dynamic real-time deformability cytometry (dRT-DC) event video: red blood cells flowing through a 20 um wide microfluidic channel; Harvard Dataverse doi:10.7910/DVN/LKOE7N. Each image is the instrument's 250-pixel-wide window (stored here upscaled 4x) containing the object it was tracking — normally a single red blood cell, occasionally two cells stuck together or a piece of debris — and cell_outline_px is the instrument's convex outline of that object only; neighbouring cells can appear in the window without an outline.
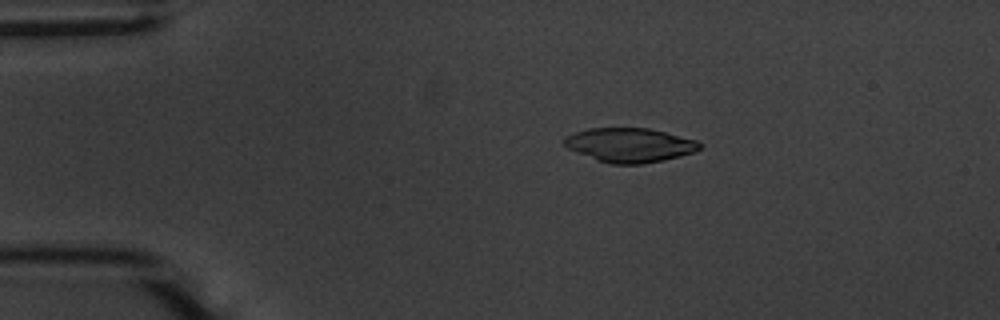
{"species": "common noctule bat (a hibernating species)", "species_latin": "Nyctalus noctula", "temperature_condition": "warm", "stored_images_in_passage": 55, "camera_frame_rate_fps": 3000, "um_per_image_px": 0.085, "animal": {"sex": "male", "body_mass_g": 20.1, "forearm_length_mm": 53.5}, "frame": {"image": 1, "passage_image": 11, "time_ms": 3.333, "image_size_px": [1000, 320], "cell_outline_px": [[704, 144], [700, 148], [692, 152], [680, 156], [664, 160], [644, 164], [612, 164], [596, 160], [568, 148], [564, 144], [564, 140], [568, 136], [576, 132], [588, 128], [648, 128], [696, 140]], "centroid_in_image_um": [53.54, 12.33], "position_along_channel_um": 31.5, "area_um2": 26.76}}
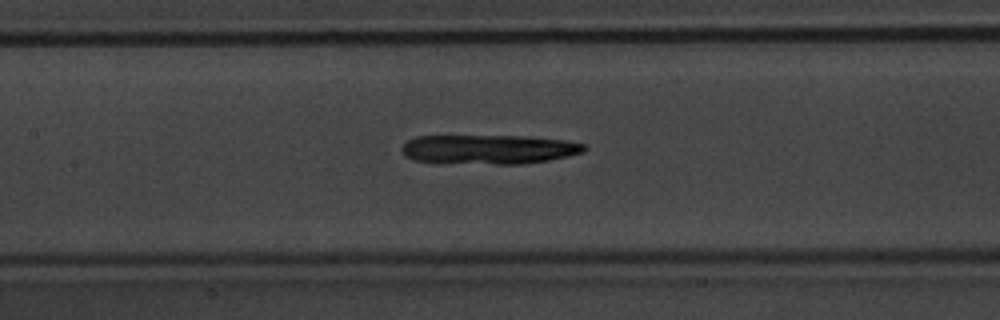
{"frame": {"image": 2, "passage_image": 26, "time_ms": 8.333, "image_size_px": [1000, 320], "cell_outline_px": [[588, 148], [584, 152], [568, 156], [548, 160], [520, 164], [496, 164], [416, 160], [404, 156], [400, 148], [408, 140], [416, 136], [520, 136], [564, 140], [584, 144]], "centroid_in_image_um": [41.57, 12.68], "position_along_channel_um": 165.8, "area_um2": 30.81}}
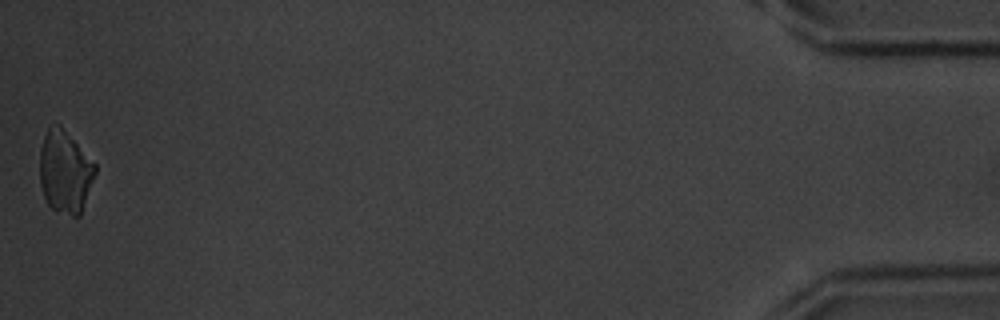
{"frame": {"image": 3, "passage_image": 55, "time_ms": 18.0, "image_size_px": [1000, 320], "cell_outline_px": [[96, 172], [80, 216], [72, 216], [52, 208], [48, 204], [44, 196], [40, 184], [40, 148], [44, 136], [48, 128], [60, 124], [96, 164]], "centroid_in_image_um": [5.53, 14.6], "position_along_channel_um": 429.7, "area_um2": 26.47}}